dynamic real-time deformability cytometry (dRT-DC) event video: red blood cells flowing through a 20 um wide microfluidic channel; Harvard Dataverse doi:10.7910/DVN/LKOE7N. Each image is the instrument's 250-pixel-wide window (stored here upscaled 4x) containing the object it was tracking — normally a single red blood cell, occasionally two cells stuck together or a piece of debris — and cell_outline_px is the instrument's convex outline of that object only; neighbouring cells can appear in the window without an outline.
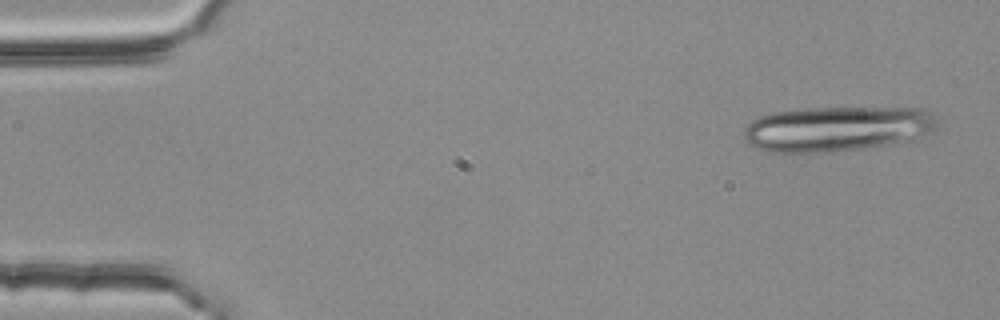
{"species": "common noctule bat (a hibernating species)", "species_latin": "Nyctalus noctula", "temperature_condition": "room temperature", "stored_images_in_passage": 21, "camera_frame_rate_fps": 3000, "um_per_image_px": 0.085, "animal": {"sex": "female", "body_mass_g": 25.1}, "frame": {"image": 1, "passage_image": 1, "time_ms": 0.0, "image_size_px": [1000, 320], "cell_outline_px": [[940, 128], [920, 140], [836, 152], [772, 152], [748, 144], [744, 136], [744, 128], [752, 120], [760, 116], [772, 112], [808, 108], [928, 108], [936, 116], [940, 124]], "centroid_in_image_um": [71.29, 10.94], "position_along_channel_um": 13.7, "area_um2": 51.9}}